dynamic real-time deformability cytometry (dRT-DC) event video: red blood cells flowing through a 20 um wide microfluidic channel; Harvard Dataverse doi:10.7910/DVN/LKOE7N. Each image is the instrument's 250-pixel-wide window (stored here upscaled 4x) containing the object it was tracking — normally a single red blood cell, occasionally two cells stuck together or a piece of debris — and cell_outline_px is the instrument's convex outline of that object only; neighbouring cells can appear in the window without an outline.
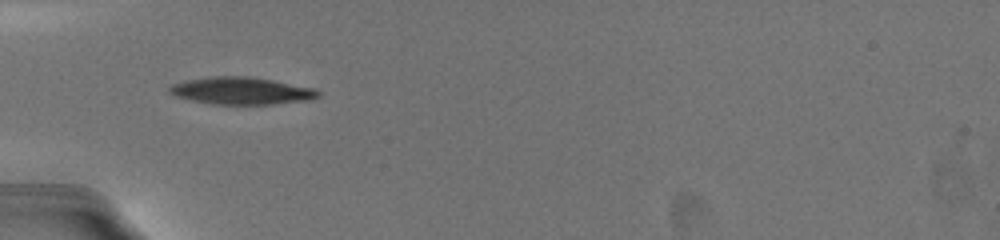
{"species": "common noctule bat (a hibernating species)", "species_latin": "Nyctalus noctula", "temperature_condition": "warm", "stored_images_in_passage": 4, "camera_frame_rate_fps": 3000, "um_per_image_px": 0.085, "animal": {"sex": "female", "body_mass_g": 19.5, "forearm_length_mm": 54.1}, "frame": {"image": 1, "passage_image": 1, "time_ms": 0.0, "image_size_px": [1000, 240], "cell_outline_px": [[320, 96], [304, 100], [272, 104], [212, 104], [192, 100], [176, 96], [168, 92], [168, 88], [172, 84], [184, 80], [212, 76], [248, 76], [272, 80], [316, 88], [320, 92]], "centroid_in_image_um": [20.49, 7.71], "position_along_channel_um": 64.5, "area_um2": 23.52}}